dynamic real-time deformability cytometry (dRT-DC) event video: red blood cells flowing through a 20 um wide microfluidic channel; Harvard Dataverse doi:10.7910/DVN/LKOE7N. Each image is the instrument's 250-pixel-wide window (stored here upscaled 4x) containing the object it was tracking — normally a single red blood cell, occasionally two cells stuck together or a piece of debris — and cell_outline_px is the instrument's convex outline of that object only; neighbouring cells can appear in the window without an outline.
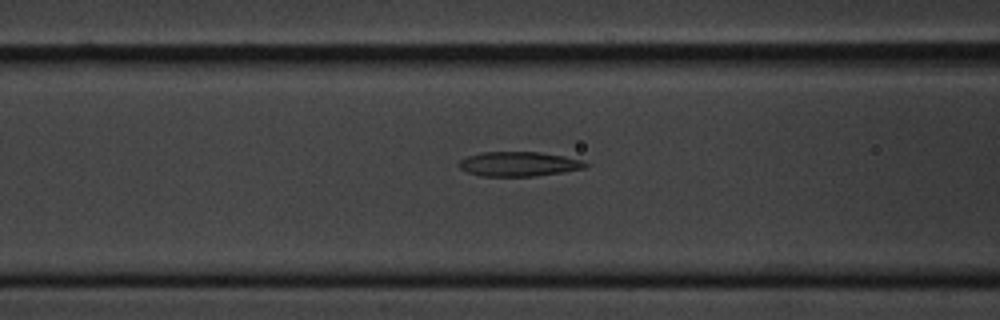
{"species": "common noctule bat (a hibernating species)", "species_latin": "Nyctalus noctula", "temperature_condition": "cold", "stored_images_in_passage": 7, "segment_of_instrument_passage": [2, 2], "camera_frame_rate_fps": 3000, "um_per_image_px": 0.085, "animal": {"sex": "male", "body_mass_g": 20.1, "forearm_length_mm": 53.5}, "frame": {"image": 1, "passage_image": 7, "time_ms": 7.333, "image_size_px": [1000, 320], "cell_outline_px": [[588, 164], [584, 168], [564, 172], [532, 176], [480, 176], [468, 172], [460, 168], [456, 164], [460, 160], [468, 156], [484, 152], [540, 152], [564, 156], [580, 160]], "centroid_in_image_um": [44.06, 13.94], "position_along_channel_um": 122.5, "area_um2": 17.98}}